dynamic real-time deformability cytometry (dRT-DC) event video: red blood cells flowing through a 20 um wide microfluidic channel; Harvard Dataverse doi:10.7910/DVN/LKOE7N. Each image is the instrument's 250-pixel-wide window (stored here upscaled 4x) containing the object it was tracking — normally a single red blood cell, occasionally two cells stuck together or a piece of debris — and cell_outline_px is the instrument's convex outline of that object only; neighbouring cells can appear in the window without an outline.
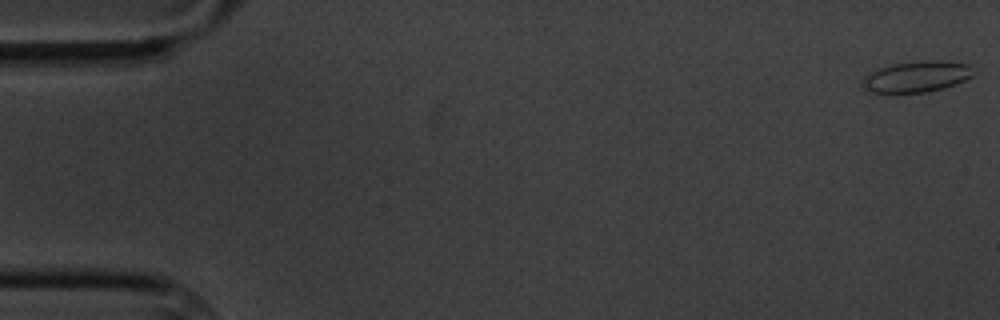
{"species": "common noctule bat (a hibernating species)", "species_latin": "Nyctalus noctula", "temperature_condition": "cold", "stored_images_in_passage": 4, "camera_frame_rate_fps": 3000, "um_per_image_px": 0.085, "animal": {"sex": "male", "body_mass_g": 20.1, "forearm_length_mm": 53.5}, "frame": {"image": 1, "passage_image": 1, "time_ms": 0.0, "image_size_px": [1000, 320], "cell_outline_px": [[972, 76], [964, 80], [928, 92], [896, 96], [868, 92], [860, 84], [860, 80], [864, 76], [876, 68], [892, 64], [920, 60], [940, 60], [972, 64]], "centroid_in_image_um": [77.79, 6.55], "position_along_channel_um": 7.2, "area_um2": 21.04}}